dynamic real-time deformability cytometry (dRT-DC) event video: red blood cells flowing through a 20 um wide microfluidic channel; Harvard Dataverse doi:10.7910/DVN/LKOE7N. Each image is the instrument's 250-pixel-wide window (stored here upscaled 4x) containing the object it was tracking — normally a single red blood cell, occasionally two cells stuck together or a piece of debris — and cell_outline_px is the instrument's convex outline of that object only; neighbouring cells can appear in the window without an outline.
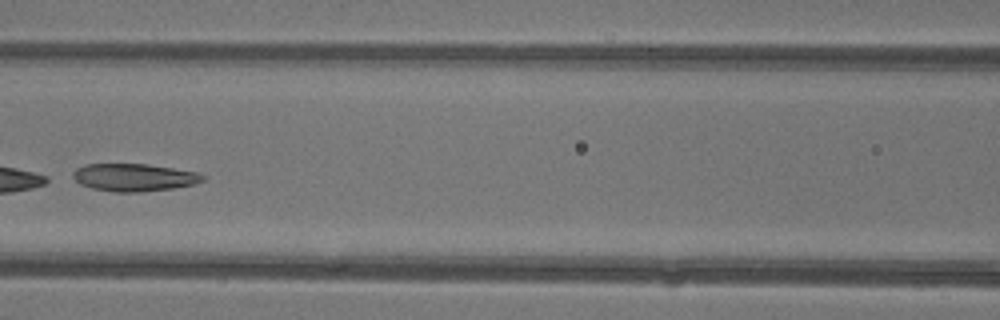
{"species": "common noctule bat (a hibernating species)", "species_latin": "Nyctalus noctula", "temperature_condition": "warm", "stored_images_in_passage": 42, "segment_of_instrument_passage": [2, 2], "camera_frame_rate_fps": 3000, "um_per_image_px": 0.085, "animal": {"sex": "female"}, "frame": {"image": 1, "passage_image": 18, "time_ms": 5.667, "image_size_px": [1000, 320], "cell_outline_px": [[208, 176], [204, 180], [192, 184], [172, 188], [140, 192], [112, 192], [92, 188], [80, 184], [72, 176], [72, 172], [76, 168], [84, 164], [148, 164], [196, 172]], "centroid_in_image_um": [11.37, 15.07], "position_along_channel_um": 155.2, "area_um2": 20.87}}
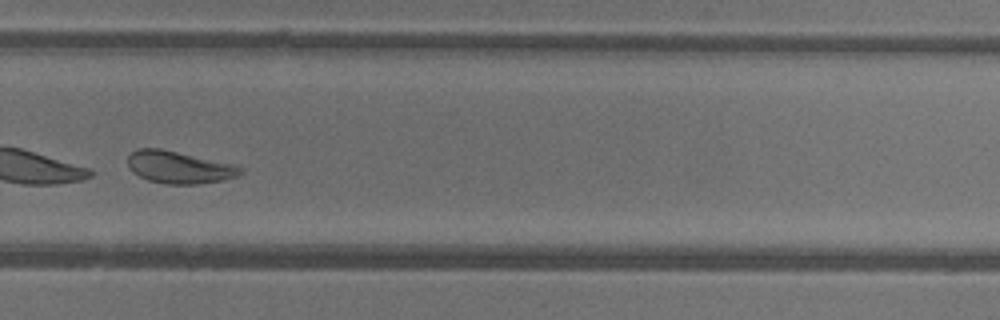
{"frame": {"image": 2, "passage_image": 29, "time_ms": 9.333, "image_size_px": [1000, 320], "cell_outline_px": [[244, 172], [236, 176], [224, 180], [196, 184], [168, 184], [148, 180], [132, 172], [128, 168], [128, 156], [136, 148], [160, 148], [236, 164], [244, 168]], "centroid_in_image_um": [15.24, 14.21], "position_along_channel_um": 314.6, "area_um2": 21.39}}